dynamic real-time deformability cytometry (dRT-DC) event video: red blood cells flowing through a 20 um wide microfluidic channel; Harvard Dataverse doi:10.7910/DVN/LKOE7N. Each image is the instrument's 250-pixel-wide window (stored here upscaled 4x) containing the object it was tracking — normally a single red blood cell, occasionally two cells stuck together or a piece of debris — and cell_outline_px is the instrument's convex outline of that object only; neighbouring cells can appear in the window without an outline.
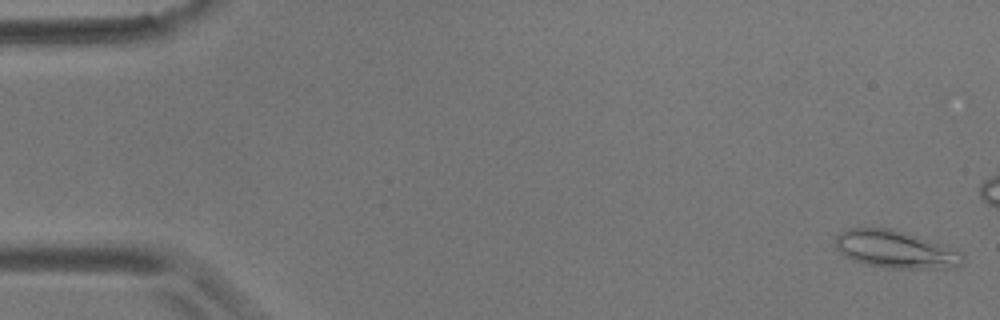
{"species": "common noctule bat (a hibernating species)", "species_latin": "Nyctalus noctula", "temperature_condition": "room temperature", "stored_images_in_passage": 5, "camera_frame_rate_fps": 3000, "um_per_image_px": 0.085, "animal": {"sex": "male", "body_mass_g": 17.9}, "frame": {"image": 1, "passage_image": 1, "time_ms": 0.0, "image_size_px": [1000, 320], "cell_outline_px": [[964, 264], [956, 268], [884, 268], [864, 264], [852, 260], [844, 256], [836, 248], [836, 236], [840, 232], [848, 228], [892, 228], [944, 244], [964, 252]], "centroid_in_image_um": [76.17, 21.21], "position_along_channel_um": 8.8, "area_um2": 28.38}}